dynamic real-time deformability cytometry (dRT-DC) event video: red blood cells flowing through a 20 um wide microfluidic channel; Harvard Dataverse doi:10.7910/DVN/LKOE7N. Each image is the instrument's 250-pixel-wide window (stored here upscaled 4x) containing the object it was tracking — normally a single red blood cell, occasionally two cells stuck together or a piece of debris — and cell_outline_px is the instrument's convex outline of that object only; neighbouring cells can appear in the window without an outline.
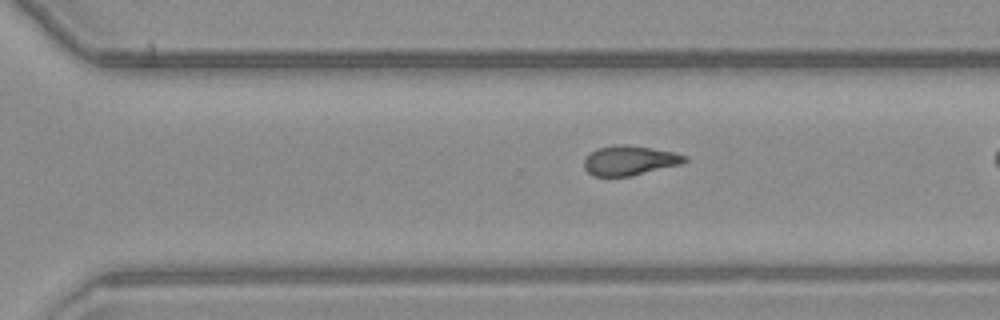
{"species": "common noctule bat (a hibernating species)", "species_latin": "Nyctalus noctula", "temperature_condition": "warm", "stored_images_in_passage": 35, "camera_frame_rate_fps": 3000, "um_per_image_px": 0.085, "animal": {"sex": "male", "body_mass_g": 23.1, "forearm_length_mm": 52.7}, "frame": {"image": 1, "passage_image": 30, "time_ms": 9.667, "image_size_px": [1000, 320], "cell_outline_px": [[688, 160], [680, 164], [632, 176], [592, 176], [584, 168], [584, 160], [596, 148], [624, 144], [672, 152], [688, 156]], "centroid_in_image_um": [53.5, 13.65], "position_along_channel_um": 317.1, "area_um2": 17.11}}